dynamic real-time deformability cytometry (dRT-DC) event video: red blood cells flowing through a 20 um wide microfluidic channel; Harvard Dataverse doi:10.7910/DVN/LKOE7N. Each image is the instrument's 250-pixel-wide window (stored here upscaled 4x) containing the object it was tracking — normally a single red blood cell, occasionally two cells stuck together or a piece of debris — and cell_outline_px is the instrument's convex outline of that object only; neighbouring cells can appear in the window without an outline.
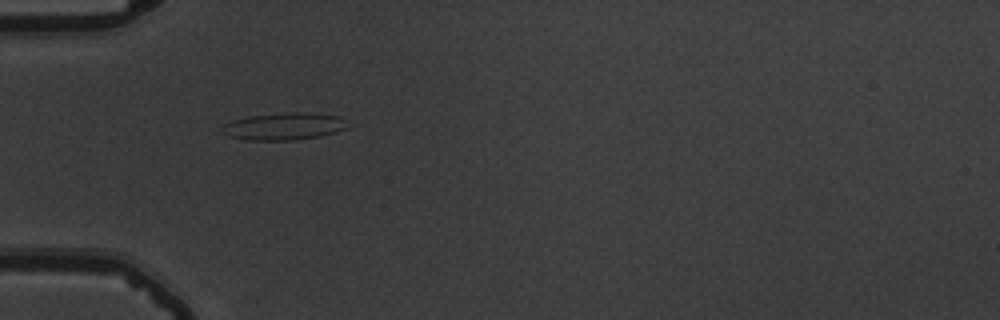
{"species": "common noctule bat (a hibernating species)", "species_latin": "Nyctalus noctula", "temperature_condition": "warm", "stored_images_in_passage": 32, "camera_frame_rate_fps": 3000, "um_per_image_px": 0.085, "animal": {"sex": "male", "body_mass_g": 19.5, "forearm_length_mm": 54.6}, "frame": {"image": 1, "passage_image": 1, "time_ms": 0.0, "image_size_px": [1000, 320], "cell_outline_px": [[348, 128], [336, 132], [320, 136], [292, 140], [244, 140], [228, 136], [220, 132], [220, 128], [224, 124], [232, 120], [248, 116], [292, 112], [312, 112], [340, 116]], "centroid_in_image_um": [24.09, 10.74], "position_along_channel_um": 60.9, "area_um2": 20.06}}
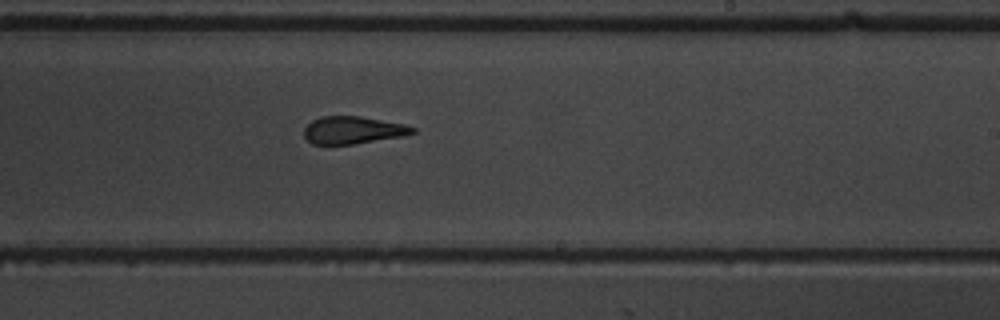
{"frame": {"image": 2, "passage_image": 17, "time_ms": 5.333, "image_size_px": [1000, 320], "cell_outline_px": [[416, 132], [400, 136], [352, 144], [312, 144], [304, 136], [304, 128], [312, 120], [320, 116], [360, 116], [404, 124], [416, 128]], "centroid_in_image_um": [29.96, 11.05], "position_along_channel_um": 259.0, "area_um2": 17.17}}
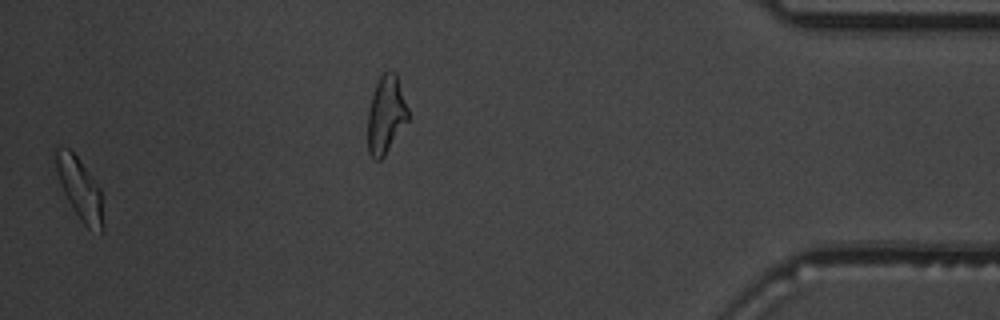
{"frame": {"image": 3, "passage_image": 31, "time_ms": 10.0, "image_size_px": [1000, 320], "cell_outline_px": [[104, 232], [100, 232], [88, 228], [80, 220], [68, 200], [60, 184], [52, 152], [60, 144], [68, 148], [76, 156], [100, 188], [104, 224]], "centroid_in_image_um": [6.76, 16.02], "position_along_channel_um": 428.4, "area_um2": 17.05}, "authors_computed_cell_mechanics": {"area_um2": 17.9469, "velocity_mm_per_s": 3.8127, "shape_relaxation_time_tau1_ms": 6.4345, "shape_relaxation_time_tau2_ms": 3.3181, "deformation_change_tau1": 0.1927, "deformation_change_tau2": 0.1341}}